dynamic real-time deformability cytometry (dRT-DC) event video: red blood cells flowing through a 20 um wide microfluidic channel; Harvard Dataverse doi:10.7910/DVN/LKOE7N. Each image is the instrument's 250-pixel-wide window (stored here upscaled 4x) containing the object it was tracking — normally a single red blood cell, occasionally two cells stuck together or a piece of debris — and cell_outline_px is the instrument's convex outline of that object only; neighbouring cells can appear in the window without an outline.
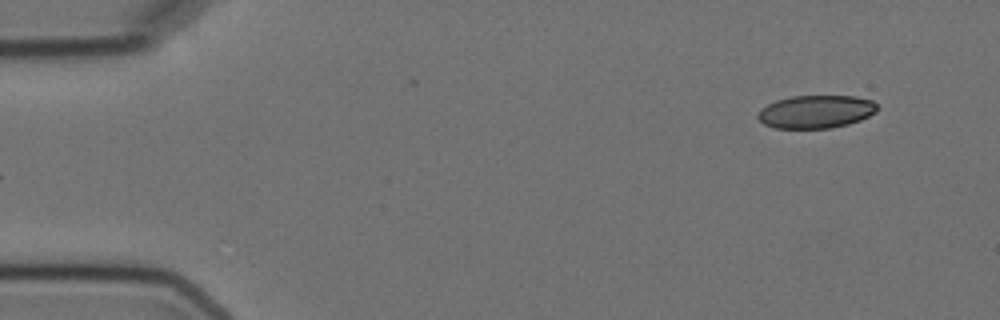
{"species": "Egyptian fruit bat (a non-hibernating species)", "species_latin": "Rousettus aegyptiacus", "temperature_condition": "cold", "stored_images_in_passage": 2, "camera_frame_rate_fps": 3000, "um_per_image_px": 0.085, "animal": {"sex": "female"}, "frame": {"image": 1, "passage_image": 2, "time_ms": 1.0, "image_size_px": [1000, 320], "cell_outline_px": [[876, 112], [860, 120], [848, 124], [832, 128], [776, 128], [764, 124], [756, 116], [760, 108], [776, 100], [792, 96], [856, 96], [872, 100], [876, 104]], "centroid_in_image_um": [69.34, 9.49], "position_along_channel_um": 15.7, "area_um2": 22.95}}